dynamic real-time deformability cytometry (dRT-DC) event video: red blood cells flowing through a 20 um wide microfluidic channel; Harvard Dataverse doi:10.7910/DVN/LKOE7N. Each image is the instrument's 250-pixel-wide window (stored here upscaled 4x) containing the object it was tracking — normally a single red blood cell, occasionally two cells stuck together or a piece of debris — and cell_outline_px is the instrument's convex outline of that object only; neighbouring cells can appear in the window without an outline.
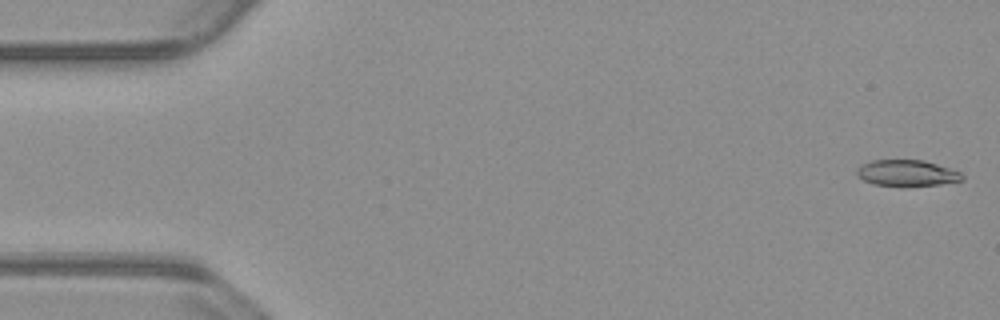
{"species": "common noctule bat (a hibernating species)", "species_latin": "Nyctalus noctula", "temperature_condition": "warm", "stored_images_in_passage": 54, "camera_frame_rate_fps": 3000, "um_per_image_px": 0.085, "animal": {"sex": "male", "body_mass_g": 23.1, "forearm_length_mm": 52.7}, "frame": {"image": 1, "passage_image": 1, "time_ms": 0.0, "image_size_px": [1000, 320], "cell_outline_px": [[964, 180], [940, 184], [904, 188], [872, 184], [856, 176], [856, 168], [860, 164], [872, 160], [924, 160], [960, 172], [964, 176]], "centroid_in_image_um": [77.04, 14.74], "position_along_channel_um": 8.0, "area_um2": 16.59}}
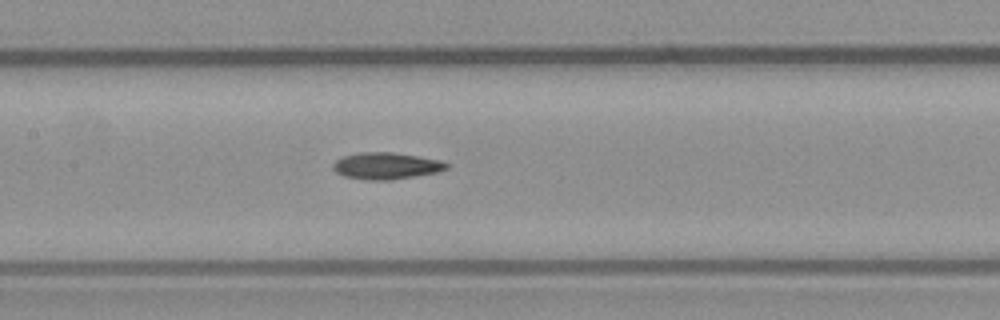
{"frame": {"image": 2, "passage_image": 25, "time_ms": 8.0, "image_size_px": [1000, 320], "cell_outline_px": [[448, 168], [440, 172], [392, 180], [364, 180], [344, 176], [336, 172], [332, 168], [332, 164], [336, 160], [344, 156], [360, 152], [392, 152], [440, 160], [448, 164]], "centroid_in_image_um": [32.82, 14.11], "position_along_channel_um": 174.6, "area_um2": 17.74}}
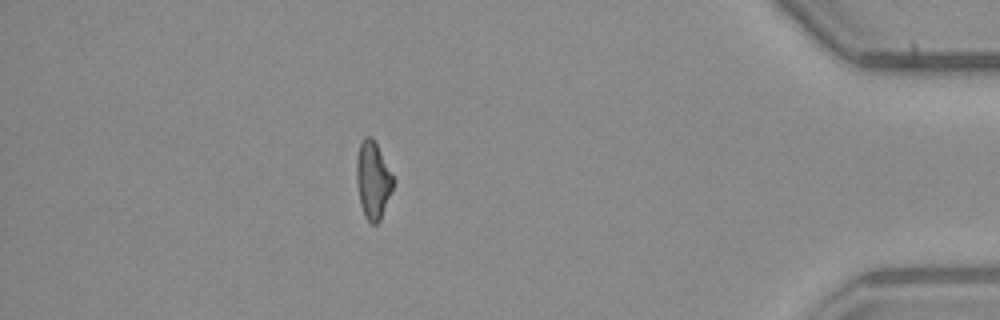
{"frame": {"image": 3, "passage_image": 47, "time_ms": 15.333, "image_size_px": [1000, 320], "cell_outline_px": [[392, 188], [380, 220], [376, 224], [372, 224], [364, 216], [360, 204], [356, 180], [356, 160], [360, 144], [364, 136], [372, 136], [392, 176]], "centroid_in_image_um": [31.65, 15.31], "position_along_channel_um": 403.5, "area_um2": 16.07}}